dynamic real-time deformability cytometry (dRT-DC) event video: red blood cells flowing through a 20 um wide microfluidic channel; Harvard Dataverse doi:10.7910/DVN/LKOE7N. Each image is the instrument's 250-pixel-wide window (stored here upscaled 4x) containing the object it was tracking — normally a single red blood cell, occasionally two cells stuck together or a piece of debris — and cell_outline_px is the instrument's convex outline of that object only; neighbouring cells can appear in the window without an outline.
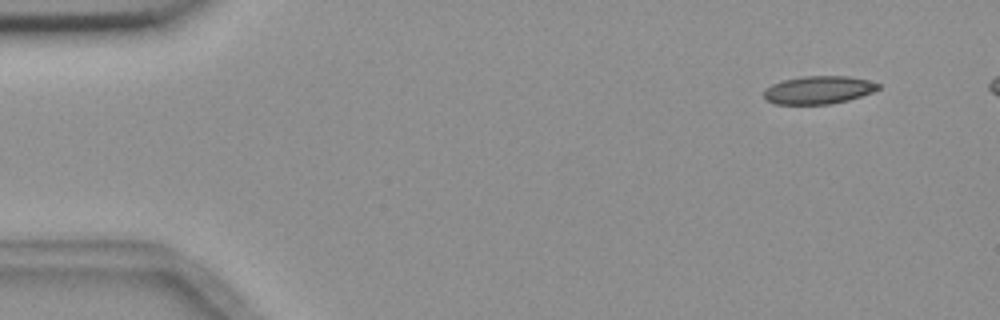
{"species": "common noctule bat (a hibernating species)", "species_latin": "Nyctalus noctula", "temperature_condition": "room temperature", "stored_images_in_passage": 5, "camera_frame_rate_fps": 3000, "um_per_image_px": 0.085, "animal": {"sex": "female", "body_mass_g": 18.4}, "frame": {"image": 1, "passage_image": 1, "time_ms": 0.0, "image_size_px": [1000, 320], "cell_outline_px": [[880, 88], [872, 92], [848, 100], [828, 104], [776, 104], [764, 100], [764, 88], [772, 84], [784, 80], [804, 76], [848, 76], [868, 80], [880, 84]], "centroid_in_image_um": [69.55, 7.65], "position_along_channel_um": 15.5, "area_um2": 18.61}}